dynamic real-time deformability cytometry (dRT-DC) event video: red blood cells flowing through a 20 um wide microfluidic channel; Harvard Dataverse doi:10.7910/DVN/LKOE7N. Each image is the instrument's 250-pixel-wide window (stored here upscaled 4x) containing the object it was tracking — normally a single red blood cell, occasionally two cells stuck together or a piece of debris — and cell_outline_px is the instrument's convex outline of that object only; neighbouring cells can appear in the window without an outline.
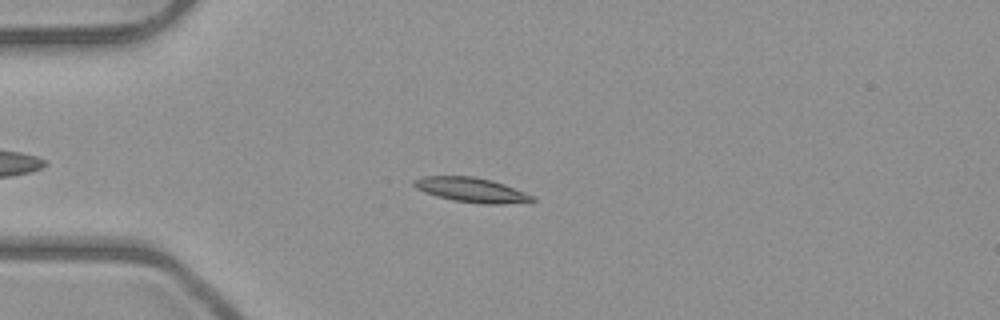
{"species": "common noctule bat (a hibernating species)", "species_latin": "Nyctalus noctula", "temperature_condition": "room temperature", "stored_images_in_passage": 50, "camera_frame_rate_fps": 3000, "um_per_image_px": 0.085, "animal": {"sex": "male", "body_mass_g": 23.1, "forearm_length_mm": 52.7}, "frame": {"image": 1, "passage_image": 12, "time_ms": 3.667, "image_size_px": [1000, 320], "cell_outline_px": [[536, 200], [500, 204], [484, 204], [452, 200], [436, 196], [424, 192], [416, 188], [412, 184], [412, 180], [424, 176], [472, 176], [492, 180], [504, 184], [524, 192], [532, 196]], "centroid_in_image_um": [40.0, 16.13], "position_along_channel_um": 45.0, "area_um2": 16.82}}
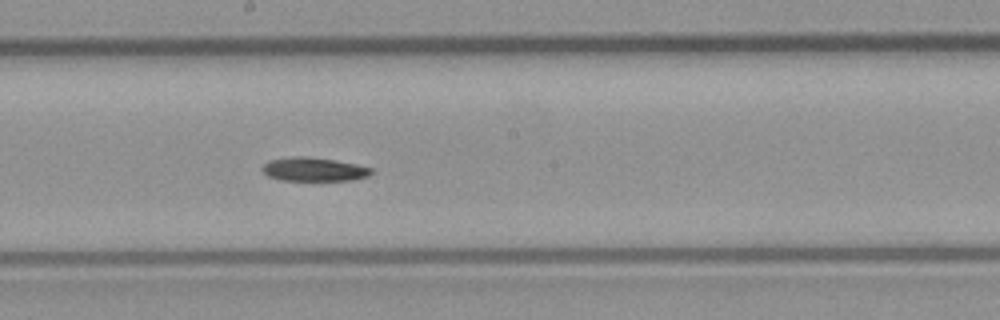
{"frame": {"image": 2, "passage_image": 27, "time_ms": 8.667, "image_size_px": [1000, 320], "cell_outline_px": [[372, 172], [368, 176], [352, 180], [280, 180], [268, 176], [260, 168], [268, 160], [292, 156], [308, 156], [336, 160], [356, 164], [372, 168]], "centroid_in_image_um": [26.65, 14.38], "position_along_channel_um": 221.5, "area_um2": 15.14}}
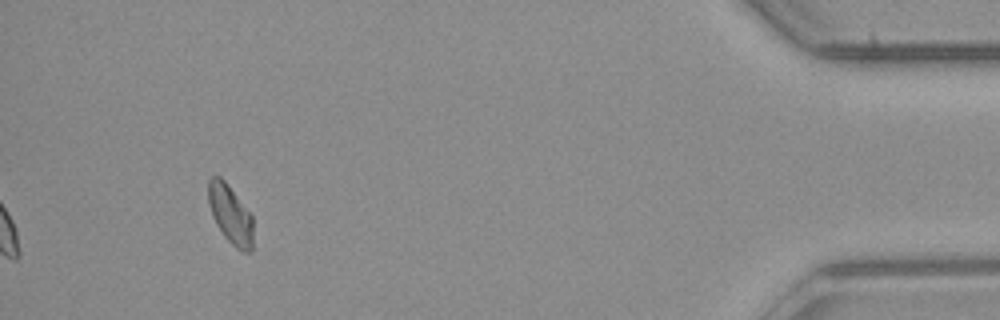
{"frame": {"image": 3, "passage_image": 47, "time_ms": 15.333, "image_size_px": [1000, 320], "cell_outline_px": [[252, 252], [244, 252], [236, 248], [224, 236], [216, 224], [212, 216], [208, 204], [208, 180], [212, 176], [220, 176], [224, 180], [252, 216]], "centroid_in_image_um": [19.56, 18.23], "position_along_channel_um": 415.6, "area_um2": 15.2}, "authors_computed_cell_mechanics": {"area_um2": 15.7794, "velocity_mm_per_s": 3.9546, "shape_relaxation_time_tau1_ms": 2.4091, "shape_relaxation_time_tau2_ms": null, "deformation_change_tau1": 0.1043, "deformation_change_tau2": null}}